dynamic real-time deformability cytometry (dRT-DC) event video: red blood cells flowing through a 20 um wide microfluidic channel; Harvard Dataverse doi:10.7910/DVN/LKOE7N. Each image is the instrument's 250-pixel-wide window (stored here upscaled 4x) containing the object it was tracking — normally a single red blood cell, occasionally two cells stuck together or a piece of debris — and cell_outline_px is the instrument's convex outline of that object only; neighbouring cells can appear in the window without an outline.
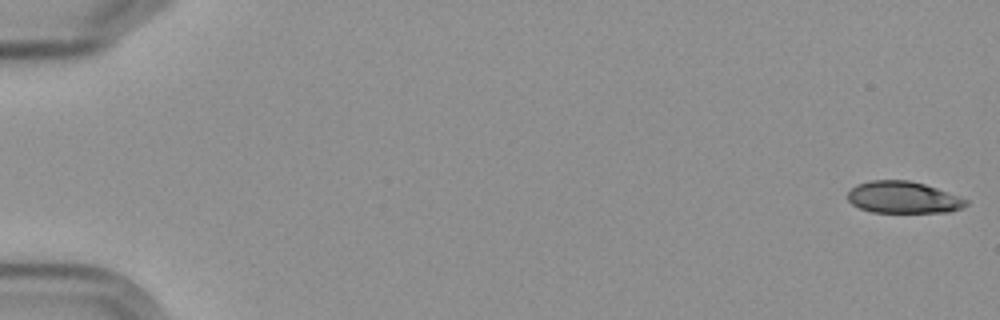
{"species": "Egyptian fruit bat (a non-hibernating species)", "species_latin": "Rousettus aegyptiacus", "temperature_condition": "cold", "stored_images_in_passage": 5, "camera_frame_rate_fps": 3000, "um_per_image_px": 0.085, "frame": {"image": 1, "passage_image": 1, "time_ms": 0.0, "image_size_px": [1000, 320], "cell_outline_px": [[968, 204], [964, 208], [948, 212], [872, 212], [860, 208], [852, 204], [848, 200], [848, 192], [856, 184], [868, 180], [908, 180], [924, 184], [960, 196], [968, 200]], "centroid_in_image_um": [76.78, 16.78], "position_along_channel_um": 8.2, "area_um2": 22.02}}